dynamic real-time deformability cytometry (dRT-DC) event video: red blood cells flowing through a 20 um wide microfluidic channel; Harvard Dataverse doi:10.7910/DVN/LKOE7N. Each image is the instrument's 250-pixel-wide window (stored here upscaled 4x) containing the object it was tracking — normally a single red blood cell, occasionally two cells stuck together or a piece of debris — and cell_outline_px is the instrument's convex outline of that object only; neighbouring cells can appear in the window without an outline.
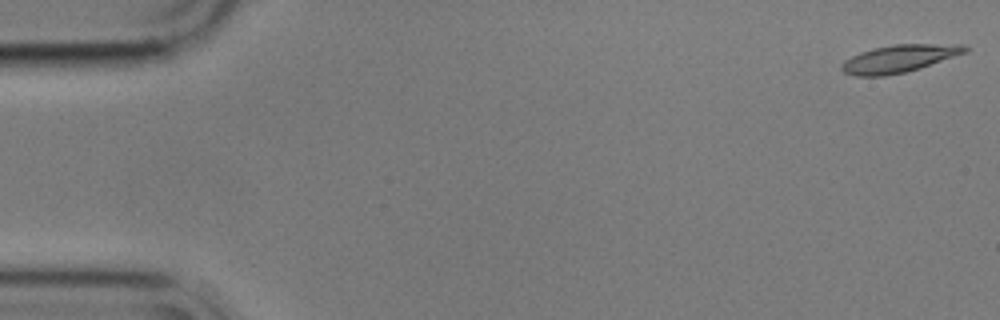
{"species": "common noctule bat (a hibernating species)", "species_latin": "Nyctalus noctula", "temperature_condition": "cold", "stored_images_in_passage": 53, "camera_frame_rate_fps": 3000, "um_per_image_px": 0.085, "animal": {"sex": "male", "body_mass_g": 17.9}, "frame": {"image": 1, "passage_image": 1, "time_ms": 0.0, "image_size_px": [1000, 320], "cell_outline_px": [[968, 52], [920, 68], [904, 72], [884, 76], [856, 76], [844, 72], [840, 68], [840, 64], [844, 60], [860, 52], [872, 48], [892, 44], [964, 44], [968, 48]], "centroid_in_image_um": [76.42, 4.97], "position_along_channel_um": 8.6, "area_um2": 19.94}}
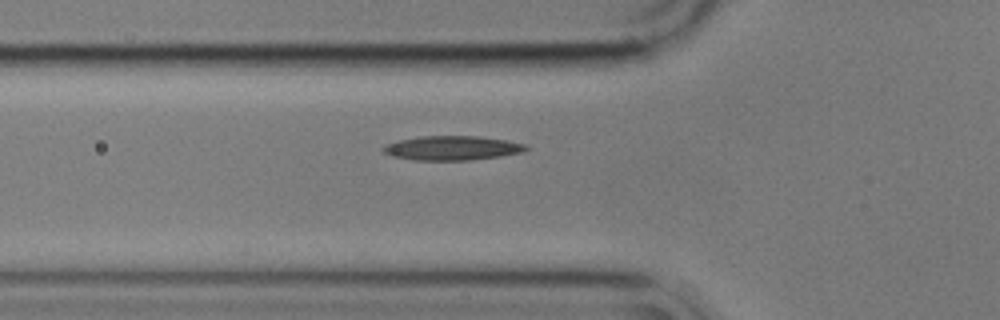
{"frame": {"image": 2, "passage_image": 19, "time_ms": 6.0, "image_size_px": [1000, 320], "cell_outline_px": [[528, 148], [520, 152], [500, 156], [472, 160], [412, 160], [392, 156], [384, 152], [380, 148], [384, 144], [400, 140], [420, 136], [480, 136], [508, 140], [524, 144]], "centroid_in_image_um": [38.38, 12.58], "position_along_channel_um": 87.4, "area_um2": 20.23}}
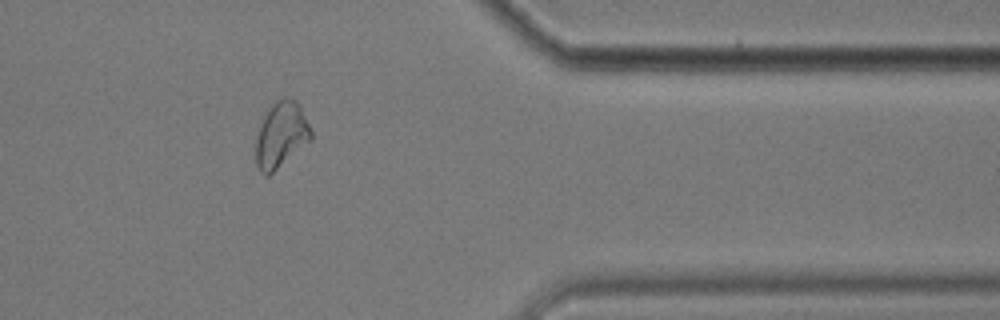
{"frame": {"image": 3, "passage_image": 46, "time_ms": 15.0, "image_size_px": [1000, 320], "cell_outline_px": [[312, 140], [268, 176], [264, 176], [260, 172], [256, 164], [256, 136], [260, 124], [268, 108], [276, 100], [284, 96], [288, 96], [296, 100], [300, 104], [312, 132]], "centroid_in_image_um": [23.9, 11.44], "position_along_channel_um": 387.5, "area_um2": 21.44}}